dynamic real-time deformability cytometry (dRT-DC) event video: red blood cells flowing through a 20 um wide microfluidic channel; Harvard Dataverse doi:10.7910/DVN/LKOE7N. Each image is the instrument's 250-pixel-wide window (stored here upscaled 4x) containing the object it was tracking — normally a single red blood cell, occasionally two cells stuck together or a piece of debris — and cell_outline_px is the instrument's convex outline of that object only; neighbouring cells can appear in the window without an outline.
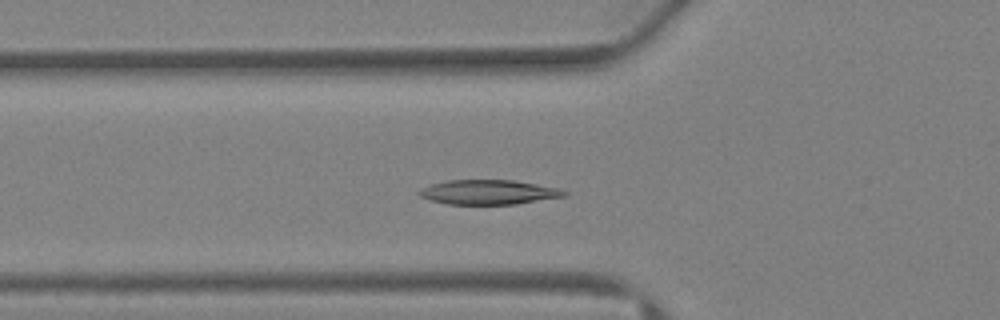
{"species": "Egyptian fruit bat (a non-hibernating species)", "species_latin": "Rousettus aegyptiacus", "temperature_condition": "warm", "stored_images_in_passage": 32, "camera_frame_rate_fps": 3000, "um_per_image_px": 0.085, "animal": {"sex": "female"}, "frame": {"image": 1, "passage_image": 6, "time_ms": 1.667, "image_size_px": [1000, 320], "cell_outline_px": [[568, 196], [516, 204], [448, 204], [428, 200], [420, 196], [416, 192], [420, 188], [432, 184], [448, 180], [512, 180], [560, 188], [568, 192]], "centroid_in_image_um": [41.53, 16.34], "position_along_channel_um": 84.3, "area_um2": 20.92}}
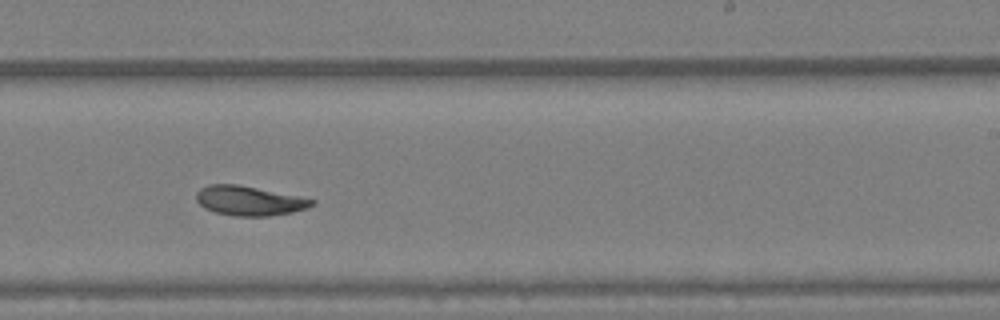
{"frame": {"image": 2, "passage_image": 17, "time_ms": 5.333, "image_size_px": [1000, 320], "cell_outline_px": [[316, 200], [312, 204], [304, 208], [292, 212], [268, 216], [236, 216], [216, 212], [204, 208], [196, 200], [196, 192], [200, 188], [208, 184], [236, 184]], "centroid_in_image_um": [21.1, 17.06], "position_along_channel_um": 267.9, "area_um2": 19.48}}
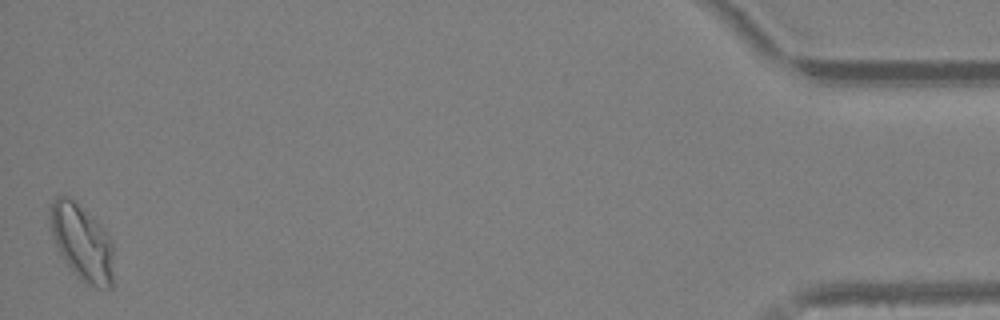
{"frame": {"image": 3, "passage_image": 32, "time_ms": 10.333, "image_size_px": [1000, 320], "cell_outline_px": [[112, 288], [96, 288], [84, 284], [72, 272], [60, 252], [52, 236], [48, 208], [56, 196], [68, 196], [92, 216], [100, 224], [112, 240]], "centroid_in_image_um": [6.96, 20.62], "position_along_channel_um": 428.2, "area_um2": 28.21}, "authors_computed_cell_mechanics": {"area_um2": 20.4034, "velocity_mm_per_s": 4.9964, "shape_relaxation_time_tau1_ms": 2.8198, "shape_relaxation_time_tau2_ms": 1.5734, "deformation_change_tau1": 0.1356, "deformation_change_tau2": 0.0671}}